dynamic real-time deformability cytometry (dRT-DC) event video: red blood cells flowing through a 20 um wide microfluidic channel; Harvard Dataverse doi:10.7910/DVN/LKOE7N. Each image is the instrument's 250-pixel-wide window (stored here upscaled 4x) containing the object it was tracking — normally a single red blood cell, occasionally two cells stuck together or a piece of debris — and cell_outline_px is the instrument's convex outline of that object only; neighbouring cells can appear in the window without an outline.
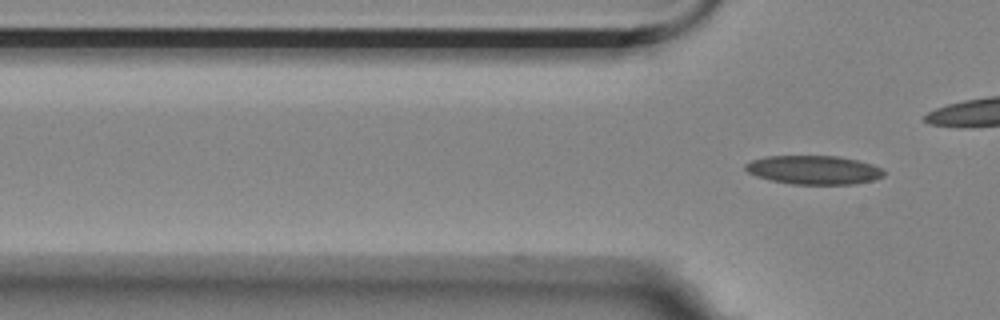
{"species": "Egyptian fruit bat (a non-hibernating species)", "species_latin": "Rousettus aegyptiacus", "temperature_condition": "room temperature", "stored_images_in_passage": 2, "camera_frame_rate_fps": 3000, "um_per_image_px": 0.085, "animal": {"sex": "female"}, "frame": {"image": 1, "passage_image": 2, "time_ms": 1.333, "image_size_px": [1000, 320], "cell_outline_px": [[884, 176], [872, 180], [852, 184], [792, 184], [772, 180], [756, 176], [748, 172], [744, 168], [744, 164], [752, 160], [764, 156], [840, 156], [872, 164], [880, 168], [884, 172]], "centroid_in_image_um": [69.14, 14.43], "position_along_channel_um": 56.7, "area_um2": 23.12}}